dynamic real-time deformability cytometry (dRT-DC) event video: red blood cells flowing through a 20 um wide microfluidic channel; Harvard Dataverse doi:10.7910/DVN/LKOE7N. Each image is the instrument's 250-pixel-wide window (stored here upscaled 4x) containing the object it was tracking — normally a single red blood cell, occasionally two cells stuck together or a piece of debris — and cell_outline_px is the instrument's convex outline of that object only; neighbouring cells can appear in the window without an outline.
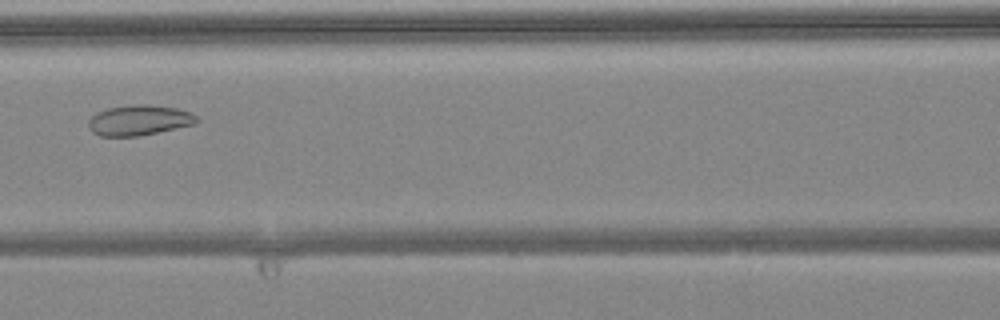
{"species": "common noctule bat (a hibernating species)", "species_latin": "Nyctalus noctula", "temperature_condition": "warm", "stored_images_in_passage": 4, "camera_frame_rate_fps": 3000, "um_per_image_px": 0.085, "animal": {"sex": "female", "body_mass_g": 24.6, "forearm_length_mm": 56.2}, "frame": {"image": 1, "passage_image": 4, "time_ms": 1.0, "image_size_px": [1000, 320], "cell_outline_px": [[200, 120], [196, 124], [140, 136], [100, 136], [92, 132], [88, 128], [88, 120], [96, 112], [108, 108], [132, 104], [144, 104], [176, 108], [192, 112]], "centroid_in_image_um": [11.83, 10.22], "position_along_channel_um": 154.8, "area_um2": 19.36}}